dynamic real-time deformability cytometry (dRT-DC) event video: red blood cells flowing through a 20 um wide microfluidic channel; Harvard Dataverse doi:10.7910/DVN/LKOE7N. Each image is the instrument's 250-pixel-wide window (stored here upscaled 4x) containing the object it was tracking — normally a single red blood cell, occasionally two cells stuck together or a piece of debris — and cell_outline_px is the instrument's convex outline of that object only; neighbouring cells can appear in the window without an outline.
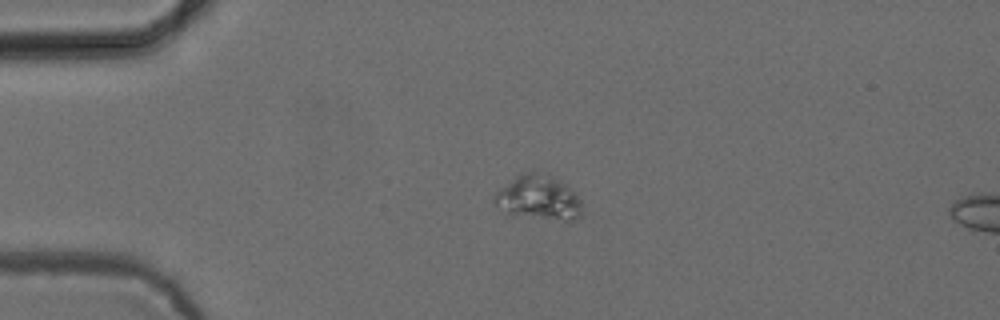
{"species": "common noctule bat (a hibernating species)", "species_latin": "Nyctalus noctula", "temperature_condition": "cold", "stored_images_in_passage": 43, "segment_of_instrument_passage": [1, 2], "camera_frame_rate_fps": 3000, "um_per_image_px": 0.085, "animal": {"sex": "female", "body_mass_g": 24.6, "forearm_length_mm": 56.2}, "frame": {"image": 1, "passage_image": 1, "time_ms": 0.0, "image_size_px": [1000, 320], "cell_outline_px": [[580, 216], [568, 224], [508, 212], [496, 204], [492, 200], [492, 196], [500, 188], [516, 176], [532, 168], [536, 168], [548, 172], [564, 184], [580, 200]], "centroid_in_image_um": [45.79, 16.78], "position_along_channel_um": 39.2, "area_um2": 23.06}}
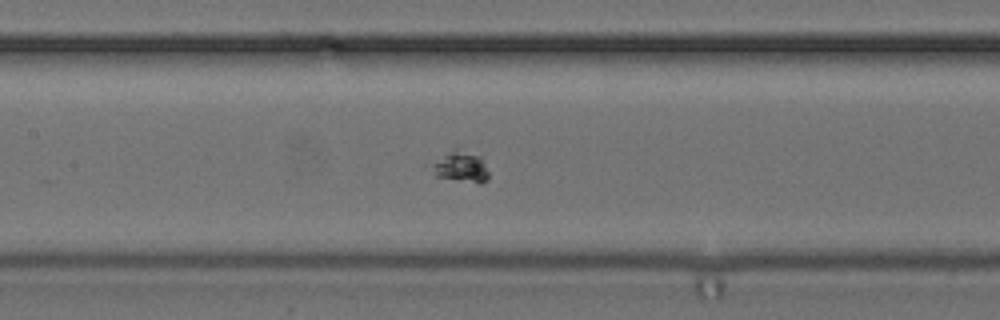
{"frame": {"image": 2, "passage_image": 14, "time_ms": 4.333, "image_size_px": [1000, 320], "cell_outline_px": [[488, 180], [480, 184], [436, 176], [424, 168], [424, 164], [452, 148], [456, 148], [480, 156], [488, 172]], "centroid_in_image_um": [38.99, 14.16], "position_along_channel_um": 168.4, "area_um2": 10.98}}
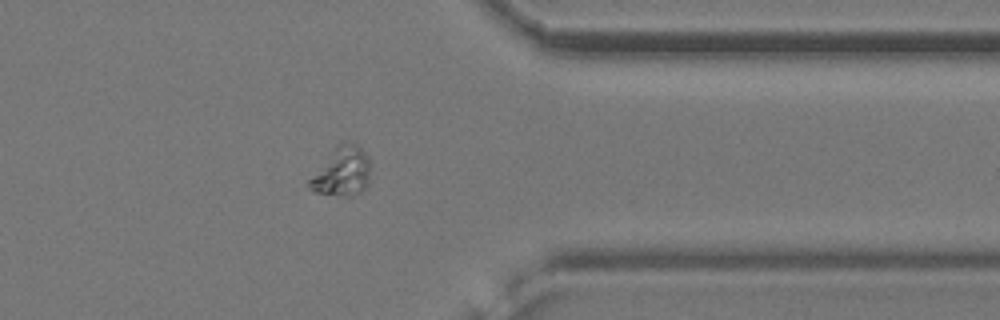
{"frame": {"image": 3, "passage_image": 32, "time_ms": 10.333, "image_size_px": [1000, 320], "cell_outline_px": [[368, 184], [360, 192], [352, 196], [344, 196], [312, 192], [308, 188], [308, 180], [336, 144], [340, 140], [356, 140], [368, 156]], "centroid_in_image_um": [29.05, 14.52], "position_along_channel_um": 382.3, "area_um2": 17.86}}